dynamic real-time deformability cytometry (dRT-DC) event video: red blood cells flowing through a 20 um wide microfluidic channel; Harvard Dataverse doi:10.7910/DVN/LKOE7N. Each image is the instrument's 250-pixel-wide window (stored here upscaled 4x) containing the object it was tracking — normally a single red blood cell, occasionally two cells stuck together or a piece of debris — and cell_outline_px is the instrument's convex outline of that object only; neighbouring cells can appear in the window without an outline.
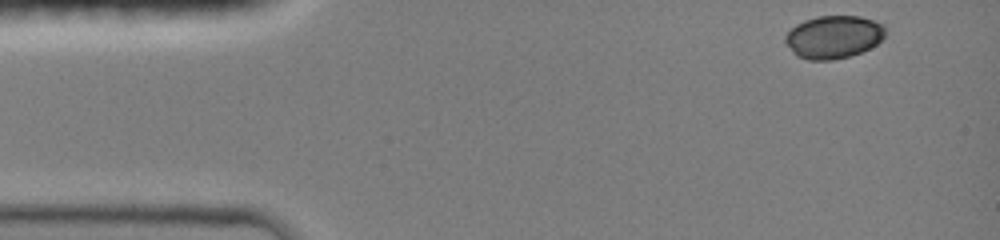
{"species": "common noctule bat (a hibernating species)", "species_latin": "Nyctalus noctula", "temperature_condition": "room temperature", "stored_images_in_passage": 5, "camera_frame_rate_fps": 3000, "um_per_image_px": 0.085, "animal": {"sex": "female", "body_mass_g": 19.0, "forearm_length_mm": 51.5}, "frame": {"image": 1, "passage_image": 1, "time_ms": 0.0, "image_size_px": [1000, 240], "cell_outline_px": [[888, 32], [876, 44], [860, 52], [848, 56], [832, 60], [808, 60], [796, 56], [792, 52], [784, 40], [784, 36], [796, 24], [804, 20], [816, 16], [860, 16], [884, 24]], "centroid_in_image_um": [70.84, 3.13], "position_along_channel_um": 14.2, "area_um2": 25.09}}
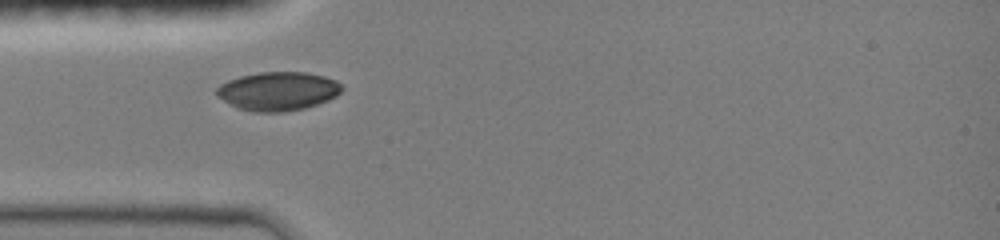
{"frame": {"image": 2, "passage_image": 4, "time_ms": 3.333, "image_size_px": [1000, 240], "cell_outline_px": [[344, 88], [336, 96], [328, 100], [304, 108], [284, 112], [252, 112], [240, 108], [216, 96], [216, 88], [220, 84], [228, 80], [240, 76], [260, 72], [308, 72], [324, 76], [336, 80]], "centroid_in_image_um": [23.64, 7.74], "position_along_channel_um": 61.4, "area_um2": 28.21}}